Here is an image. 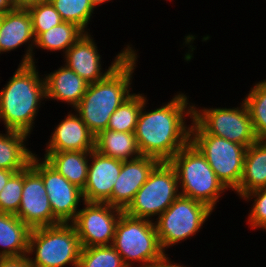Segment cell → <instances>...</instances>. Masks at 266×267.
<instances>
[{
	"label": "cell",
	"instance_id": "32",
	"mask_svg": "<svg viewBox=\"0 0 266 267\" xmlns=\"http://www.w3.org/2000/svg\"><path fill=\"white\" fill-rule=\"evenodd\" d=\"M24 170L16 172L0 192V212L16 215L21 203Z\"/></svg>",
	"mask_w": 266,
	"mask_h": 267
},
{
	"label": "cell",
	"instance_id": "10",
	"mask_svg": "<svg viewBox=\"0 0 266 267\" xmlns=\"http://www.w3.org/2000/svg\"><path fill=\"white\" fill-rule=\"evenodd\" d=\"M236 107H201L193 103V120L207 133L246 148L258 141L248 109L242 100Z\"/></svg>",
	"mask_w": 266,
	"mask_h": 267
},
{
	"label": "cell",
	"instance_id": "24",
	"mask_svg": "<svg viewBox=\"0 0 266 267\" xmlns=\"http://www.w3.org/2000/svg\"><path fill=\"white\" fill-rule=\"evenodd\" d=\"M94 150L121 161L141 156L134 132L106 129L95 136Z\"/></svg>",
	"mask_w": 266,
	"mask_h": 267
},
{
	"label": "cell",
	"instance_id": "15",
	"mask_svg": "<svg viewBox=\"0 0 266 267\" xmlns=\"http://www.w3.org/2000/svg\"><path fill=\"white\" fill-rule=\"evenodd\" d=\"M35 36L27 9L15 8L0 16V56L26 47L19 64H33Z\"/></svg>",
	"mask_w": 266,
	"mask_h": 267
},
{
	"label": "cell",
	"instance_id": "38",
	"mask_svg": "<svg viewBox=\"0 0 266 267\" xmlns=\"http://www.w3.org/2000/svg\"><path fill=\"white\" fill-rule=\"evenodd\" d=\"M110 1H112V3H113V0H90L91 4L95 10H98L99 8H97V7H99L105 3H108Z\"/></svg>",
	"mask_w": 266,
	"mask_h": 267
},
{
	"label": "cell",
	"instance_id": "1",
	"mask_svg": "<svg viewBox=\"0 0 266 267\" xmlns=\"http://www.w3.org/2000/svg\"><path fill=\"white\" fill-rule=\"evenodd\" d=\"M189 97L177 91L170 101L151 110L149 98L144 100L134 132L141 155L169 162L190 142L193 100Z\"/></svg>",
	"mask_w": 266,
	"mask_h": 267
},
{
	"label": "cell",
	"instance_id": "12",
	"mask_svg": "<svg viewBox=\"0 0 266 267\" xmlns=\"http://www.w3.org/2000/svg\"><path fill=\"white\" fill-rule=\"evenodd\" d=\"M123 210L108 203L83 202L72 222L82 247L112 245Z\"/></svg>",
	"mask_w": 266,
	"mask_h": 267
},
{
	"label": "cell",
	"instance_id": "31",
	"mask_svg": "<svg viewBox=\"0 0 266 267\" xmlns=\"http://www.w3.org/2000/svg\"><path fill=\"white\" fill-rule=\"evenodd\" d=\"M241 199L246 203L252 201L246 218L248 228L266 232V187L252 190Z\"/></svg>",
	"mask_w": 266,
	"mask_h": 267
},
{
	"label": "cell",
	"instance_id": "36",
	"mask_svg": "<svg viewBox=\"0 0 266 267\" xmlns=\"http://www.w3.org/2000/svg\"><path fill=\"white\" fill-rule=\"evenodd\" d=\"M16 172L12 170L0 169V192L3 187L6 185L8 180L15 174Z\"/></svg>",
	"mask_w": 266,
	"mask_h": 267
},
{
	"label": "cell",
	"instance_id": "23",
	"mask_svg": "<svg viewBox=\"0 0 266 267\" xmlns=\"http://www.w3.org/2000/svg\"><path fill=\"white\" fill-rule=\"evenodd\" d=\"M265 187L266 140H258L246 148L242 179L234 193L241 199L248 192Z\"/></svg>",
	"mask_w": 266,
	"mask_h": 267
},
{
	"label": "cell",
	"instance_id": "25",
	"mask_svg": "<svg viewBox=\"0 0 266 267\" xmlns=\"http://www.w3.org/2000/svg\"><path fill=\"white\" fill-rule=\"evenodd\" d=\"M85 34V32L74 23L63 21L59 25L51 28L49 31L41 33L35 39L33 63L37 64L35 59L36 49L47 52H61L62 56ZM37 60V61H36Z\"/></svg>",
	"mask_w": 266,
	"mask_h": 267
},
{
	"label": "cell",
	"instance_id": "22",
	"mask_svg": "<svg viewBox=\"0 0 266 267\" xmlns=\"http://www.w3.org/2000/svg\"><path fill=\"white\" fill-rule=\"evenodd\" d=\"M91 151L45 152L42 158L81 190L87 181Z\"/></svg>",
	"mask_w": 266,
	"mask_h": 267
},
{
	"label": "cell",
	"instance_id": "11",
	"mask_svg": "<svg viewBox=\"0 0 266 267\" xmlns=\"http://www.w3.org/2000/svg\"><path fill=\"white\" fill-rule=\"evenodd\" d=\"M30 165L42 176L53 216L60 223H72L84 202L82 190L36 153Z\"/></svg>",
	"mask_w": 266,
	"mask_h": 267
},
{
	"label": "cell",
	"instance_id": "17",
	"mask_svg": "<svg viewBox=\"0 0 266 267\" xmlns=\"http://www.w3.org/2000/svg\"><path fill=\"white\" fill-rule=\"evenodd\" d=\"M159 163L158 159L144 155L123 161L113 186L112 206L124 211Z\"/></svg>",
	"mask_w": 266,
	"mask_h": 267
},
{
	"label": "cell",
	"instance_id": "20",
	"mask_svg": "<svg viewBox=\"0 0 266 267\" xmlns=\"http://www.w3.org/2000/svg\"><path fill=\"white\" fill-rule=\"evenodd\" d=\"M29 138L30 136L24 132L0 131V169L19 172L30 164L36 152L28 148Z\"/></svg>",
	"mask_w": 266,
	"mask_h": 267
},
{
	"label": "cell",
	"instance_id": "3",
	"mask_svg": "<svg viewBox=\"0 0 266 267\" xmlns=\"http://www.w3.org/2000/svg\"><path fill=\"white\" fill-rule=\"evenodd\" d=\"M37 67L34 63L19 64L0 90V122L4 130L33 134L36 117L46 102L44 77Z\"/></svg>",
	"mask_w": 266,
	"mask_h": 267
},
{
	"label": "cell",
	"instance_id": "4",
	"mask_svg": "<svg viewBox=\"0 0 266 267\" xmlns=\"http://www.w3.org/2000/svg\"><path fill=\"white\" fill-rule=\"evenodd\" d=\"M169 163L175 169L180 195L202 202L215 210L228 190L218 180L201 152L189 142Z\"/></svg>",
	"mask_w": 266,
	"mask_h": 267
},
{
	"label": "cell",
	"instance_id": "27",
	"mask_svg": "<svg viewBox=\"0 0 266 267\" xmlns=\"http://www.w3.org/2000/svg\"><path fill=\"white\" fill-rule=\"evenodd\" d=\"M147 95L133 93L111 115L107 130L118 132H135L139 114Z\"/></svg>",
	"mask_w": 266,
	"mask_h": 267
},
{
	"label": "cell",
	"instance_id": "8",
	"mask_svg": "<svg viewBox=\"0 0 266 267\" xmlns=\"http://www.w3.org/2000/svg\"><path fill=\"white\" fill-rule=\"evenodd\" d=\"M213 212L208 205L179 195L154 221L162 250L167 254L168 248L201 233L200 230Z\"/></svg>",
	"mask_w": 266,
	"mask_h": 267
},
{
	"label": "cell",
	"instance_id": "26",
	"mask_svg": "<svg viewBox=\"0 0 266 267\" xmlns=\"http://www.w3.org/2000/svg\"><path fill=\"white\" fill-rule=\"evenodd\" d=\"M241 100L248 109L257 139L266 140V79L255 82Z\"/></svg>",
	"mask_w": 266,
	"mask_h": 267
},
{
	"label": "cell",
	"instance_id": "7",
	"mask_svg": "<svg viewBox=\"0 0 266 267\" xmlns=\"http://www.w3.org/2000/svg\"><path fill=\"white\" fill-rule=\"evenodd\" d=\"M190 142L205 157L225 188L235 192L243 175L246 147L207 134L194 120L191 124Z\"/></svg>",
	"mask_w": 266,
	"mask_h": 267
},
{
	"label": "cell",
	"instance_id": "37",
	"mask_svg": "<svg viewBox=\"0 0 266 267\" xmlns=\"http://www.w3.org/2000/svg\"><path fill=\"white\" fill-rule=\"evenodd\" d=\"M15 9L12 0H0V16L8 13Z\"/></svg>",
	"mask_w": 266,
	"mask_h": 267
},
{
	"label": "cell",
	"instance_id": "33",
	"mask_svg": "<svg viewBox=\"0 0 266 267\" xmlns=\"http://www.w3.org/2000/svg\"><path fill=\"white\" fill-rule=\"evenodd\" d=\"M0 267H32V265L27 255H25L18 257H0Z\"/></svg>",
	"mask_w": 266,
	"mask_h": 267
},
{
	"label": "cell",
	"instance_id": "28",
	"mask_svg": "<svg viewBox=\"0 0 266 267\" xmlns=\"http://www.w3.org/2000/svg\"><path fill=\"white\" fill-rule=\"evenodd\" d=\"M65 22L76 24L85 33H90L89 24L92 22L95 9L90 0H49Z\"/></svg>",
	"mask_w": 266,
	"mask_h": 267
},
{
	"label": "cell",
	"instance_id": "6",
	"mask_svg": "<svg viewBox=\"0 0 266 267\" xmlns=\"http://www.w3.org/2000/svg\"><path fill=\"white\" fill-rule=\"evenodd\" d=\"M112 246L127 267H150L166 254L160 246L154 221L132 217L124 211Z\"/></svg>",
	"mask_w": 266,
	"mask_h": 267
},
{
	"label": "cell",
	"instance_id": "2",
	"mask_svg": "<svg viewBox=\"0 0 266 267\" xmlns=\"http://www.w3.org/2000/svg\"><path fill=\"white\" fill-rule=\"evenodd\" d=\"M138 57L134 48L104 79L89 84L74 109L94 136L106 130L111 115L133 94Z\"/></svg>",
	"mask_w": 266,
	"mask_h": 267
},
{
	"label": "cell",
	"instance_id": "30",
	"mask_svg": "<svg viewBox=\"0 0 266 267\" xmlns=\"http://www.w3.org/2000/svg\"><path fill=\"white\" fill-rule=\"evenodd\" d=\"M27 10L32 20V29L35 39L41 33L49 31L51 28L63 22L60 14L55 10V7L50 1L35 5Z\"/></svg>",
	"mask_w": 266,
	"mask_h": 267
},
{
	"label": "cell",
	"instance_id": "35",
	"mask_svg": "<svg viewBox=\"0 0 266 267\" xmlns=\"http://www.w3.org/2000/svg\"><path fill=\"white\" fill-rule=\"evenodd\" d=\"M15 8L29 9L35 5L48 2L49 0H12Z\"/></svg>",
	"mask_w": 266,
	"mask_h": 267
},
{
	"label": "cell",
	"instance_id": "5",
	"mask_svg": "<svg viewBox=\"0 0 266 267\" xmlns=\"http://www.w3.org/2000/svg\"><path fill=\"white\" fill-rule=\"evenodd\" d=\"M81 249L73 224L59 223L31 229L27 257L32 267H78Z\"/></svg>",
	"mask_w": 266,
	"mask_h": 267
},
{
	"label": "cell",
	"instance_id": "13",
	"mask_svg": "<svg viewBox=\"0 0 266 267\" xmlns=\"http://www.w3.org/2000/svg\"><path fill=\"white\" fill-rule=\"evenodd\" d=\"M92 33H85L64 55L63 64L76 72L88 84L104 79L135 48L132 44L113 57L108 68H103L102 55Z\"/></svg>",
	"mask_w": 266,
	"mask_h": 267
},
{
	"label": "cell",
	"instance_id": "21",
	"mask_svg": "<svg viewBox=\"0 0 266 267\" xmlns=\"http://www.w3.org/2000/svg\"><path fill=\"white\" fill-rule=\"evenodd\" d=\"M30 233L16 215L0 212V257L27 255Z\"/></svg>",
	"mask_w": 266,
	"mask_h": 267
},
{
	"label": "cell",
	"instance_id": "19",
	"mask_svg": "<svg viewBox=\"0 0 266 267\" xmlns=\"http://www.w3.org/2000/svg\"><path fill=\"white\" fill-rule=\"evenodd\" d=\"M45 73L43 76L46 101L54 100L58 103L60 101L74 110L86 93L89 84L65 64L49 73L45 71Z\"/></svg>",
	"mask_w": 266,
	"mask_h": 267
},
{
	"label": "cell",
	"instance_id": "16",
	"mask_svg": "<svg viewBox=\"0 0 266 267\" xmlns=\"http://www.w3.org/2000/svg\"><path fill=\"white\" fill-rule=\"evenodd\" d=\"M121 160L90 152L87 181L82 189L84 202L108 203L112 206V191L121 168Z\"/></svg>",
	"mask_w": 266,
	"mask_h": 267
},
{
	"label": "cell",
	"instance_id": "34",
	"mask_svg": "<svg viewBox=\"0 0 266 267\" xmlns=\"http://www.w3.org/2000/svg\"><path fill=\"white\" fill-rule=\"evenodd\" d=\"M169 256L170 255L168 253L165 254L161 259H159L150 267H190L188 264L186 266L185 264L181 263L182 261L180 260L177 263L174 260L172 261Z\"/></svg>",
	"mask_w": 266,
	"mask_h": 267
},
{
	"label": "cell",
	"instance_id": "9",
	"mask_svg": "<svg viewBox=\"0 0 266 267\" xmlns=\"http://www.w3.org/2000/svg\"><path fill=\"white\" fill-rule=\"evenodd\" d=\"M179 195L175 169L169 162H160L124 212L132 217L155 221Z\"/></svg>",
	"mask_w": 266,
	"mask_h": 267
},
{
	"label": "cell",
	"instance_id": "14",
	"mask_svg": "<svg viewBox=\"0 0 266 267\" xmlns=\"http://www.w3.org/2000/svg\"><path fill=\"white\" fill-rule=\"evenodd\" d=\"M16 216L30 229L60 223L53 216L42 176L30 164L24 169L21 203Z\"/></svg>",
	"mask_w": 266,
	"mask_h": 267
},
{
	"label": "cell",
	"instance_id": "29",
	"mask_svg": "<svg viewBox=\"0 0 266 267\" xmlns=\"http://www.w3.org/2000/svg\"><path fill=\"white\" fill-rule=\"evenodd\" d=\"M78 267H127L122 256L110 246L82 247Z\"/></svg>",
	"mask_w": 266,
	"mask_h": 267
},
{
	"label": "cell",
	"instance_id": "18",
	"mask_svg": "<svg viewBox=\"0 0 266 267\" xmlns=\"http://www.w3.org/2000/svg\"><path fill=\"white\" fill-rule=\"evenodd\" d=\"M52 129L44 152L94 150L95 136L74 110L69 111Z\"/></svg>",
	"mask_w": 266,
	"mask_h": 267
}]
</instances>
